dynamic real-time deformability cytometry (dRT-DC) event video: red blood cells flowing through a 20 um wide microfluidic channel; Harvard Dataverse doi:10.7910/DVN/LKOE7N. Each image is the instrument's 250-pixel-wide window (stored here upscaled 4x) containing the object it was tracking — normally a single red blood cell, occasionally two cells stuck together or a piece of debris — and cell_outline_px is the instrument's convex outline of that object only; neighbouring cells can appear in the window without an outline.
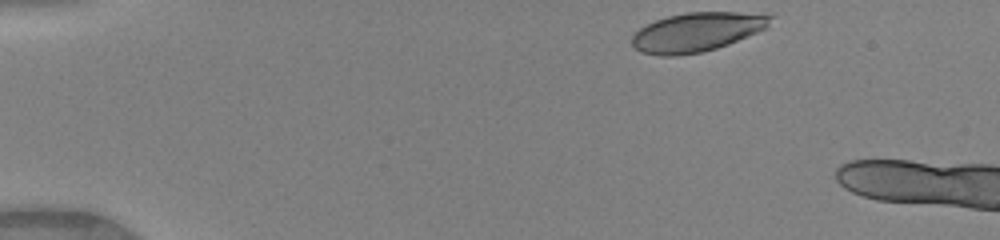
{"species": "human", "species_latin": "Homo sapiens", "temperature_condition": "warm", "stored_images_in_passage": 9, "camera_frame_rate_fps": 3000, "um_per_image_px": 0.085, "donor": {"sex": "female"}, "frame": {"image": 1, "passage_image": 1, "time_ms": 0.0, "image_size_px": [1000, 240], "cell_outline_px": [[772, 16], [768, 28], [728, 44], [716, 48], [700, 52], [676, 56], [660, 56], [640, 52], [632, 44], [632, 36], [640, 28], [656, 20], [668, 16], [688, 12], [772, 12]], "centroid_in_image_um": [59.3, 2.71], "position_along_channel_um": 25.7, "area_um2": 31.73}}